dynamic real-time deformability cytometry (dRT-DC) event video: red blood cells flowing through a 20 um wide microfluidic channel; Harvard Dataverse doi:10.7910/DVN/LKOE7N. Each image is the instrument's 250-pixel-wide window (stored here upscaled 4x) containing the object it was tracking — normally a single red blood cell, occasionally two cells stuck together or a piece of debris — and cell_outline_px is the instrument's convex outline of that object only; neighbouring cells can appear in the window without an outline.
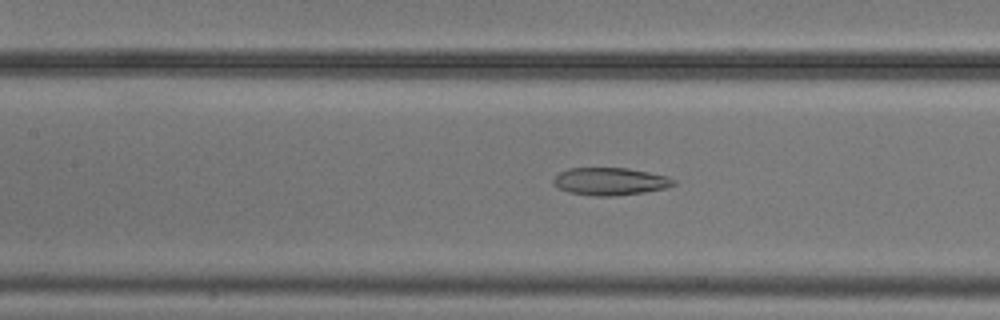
{"species": "common noctule bat (a hibernating species)", "species_latin": "Nyctalus noctula", "temperature_condition": "cold", "stored_images_in_passage": 54, "camera_frame_rate_fps": 3000, "um_per_image_px": 0.085, "animal": {"sex": "male", "body_mass_g": 20.5, "forearm_length_mm": 52.5}, "frame": {"image": 1, "passage_image": 24, "time_ms": 7.667, "image_size_px": [1000, 320], "cell_outline_px": [[676, 184], [664, 188], [644, 192], [612, 196], [592, 196], [568, 192], [552, 184], [552, 180], [560, 172], [568, 168], [628, 168], [668, 176], [676, 180]], "centroid_in_image_um": [51.85, 15.42], "position_along_channel_um": 155.5, "area_um2": 19.31}}
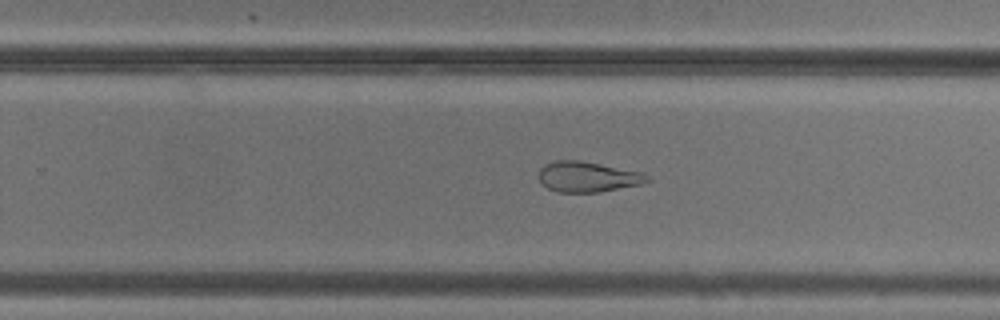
{"frame": {"image": 2, "passage_image": 34, "time_ms": 11.0, "image_size_px": [1000, 320], "cell_outline_px": [[652, 180], [640, 184], [600, 192], [556, 192], [540, 184], [540, 168], [556, 160], [580, 160], [640, 172], [648, 176]], "centroid_in_image_um": [49.94, 15.04], "position_along_channel_um": 279.9, "area_um2": 19.02}}
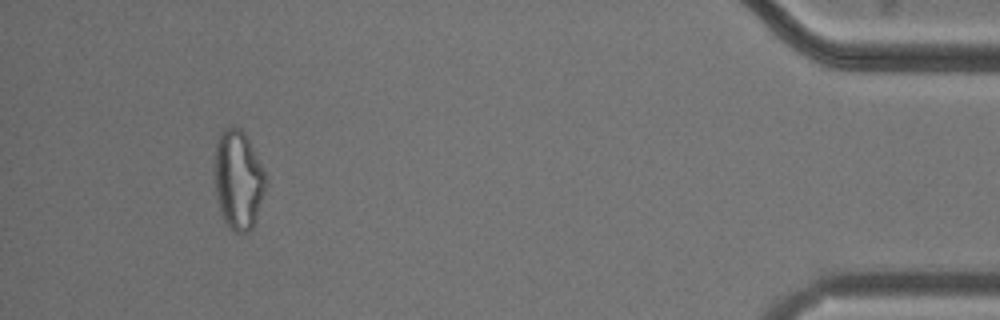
{"frame": {"image": 3, "passage_image": 50, "time_ms": 16.333, "image_size_px": [1000, 320], "cell_outline_px": [[264, 192], [252, 228], [248, 232], [236, 232], [228, 228], [220, 212], [216, 196], [216, 144], [220, 132], [224, 128], [236, 124], [244, 132], [264, 172]], "centroid_in_image_um": [20.22, 15.28], "position_along_channel_um": 415.0, "area_um2": 28.84}, "authors_computed_cell_mechanics": {"area_um2": 26.3568, "velocity_mm_per_s": 3.7463, "shape_relaxation_time_tau1_ms": null, "shape_relaxation_time_tau2_ms": 3.7412, "deformation_change_tau1": null, "deformation_change_tau2": 0.1215}}